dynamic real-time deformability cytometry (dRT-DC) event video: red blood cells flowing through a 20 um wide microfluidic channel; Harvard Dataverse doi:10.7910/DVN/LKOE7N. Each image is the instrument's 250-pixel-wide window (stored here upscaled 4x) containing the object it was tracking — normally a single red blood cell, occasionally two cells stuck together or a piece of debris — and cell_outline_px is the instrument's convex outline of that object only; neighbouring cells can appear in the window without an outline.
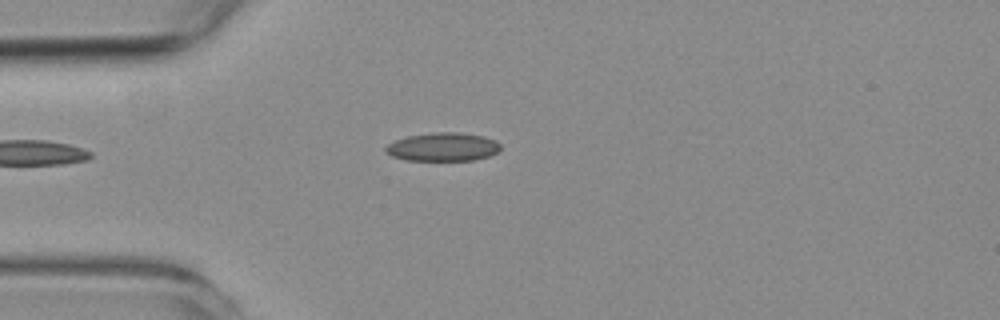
{"species": "common noctule bat (a hibernating species)", "species_latin": "Nyctalus noctula", "temperature_condition": "room temperature", "stored_images_in_passage": 37, "camera_frame_rate_fps": 3000, "um_per_image_px": 0.085, "animal": {"sex": "female", "body_mass_g": 19.3, "forearm_length_mm": 54.1}, "frame": {"image": 1, "passage_image": 1, "time_ms": 0.0, "image_size_px": [1000, 320], "cell_outline_px": [[500, 148], [496, 152], [488, 156], [472, 160], [408, 160], [392, 156], [384, 152], [384, 148], [388, 144], [396, 140], [408, 136], [432, 132], [456, 132], [484, 136], [496, 140], [500, 144]], "centroid_in_image_um": [37.63, 12.48], "position_along_channel_um": 47.4, "area_um2": 18.96}}
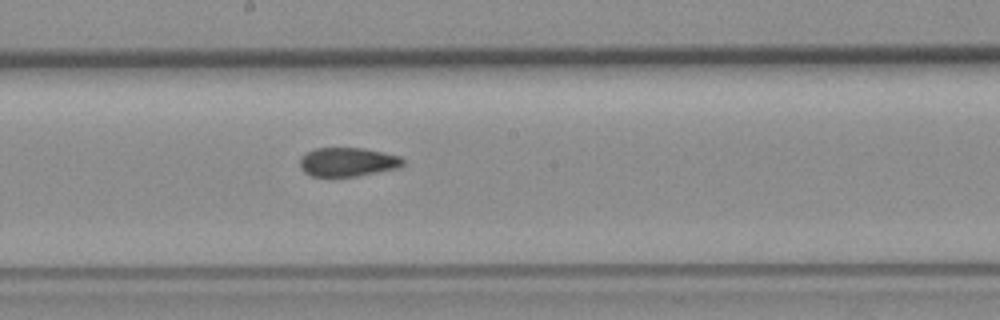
{"frame": {"image": 2, "passage_image": 16, "time_ms": 5.0, "image_size_px": [1000, 320], "cell_outline_px": [[404, 164], [400, 168], [356, 176], [312, 176], [304, 172], [300, 168], [300, 156], [304, 152], [316, 148], [364, 148], [384, 152], [400, 156], [404, 160]], "centroid_in_image_um": [29.55, 13.76], "position_along_channel_um": 218.7, "area_um2": 17.57}}
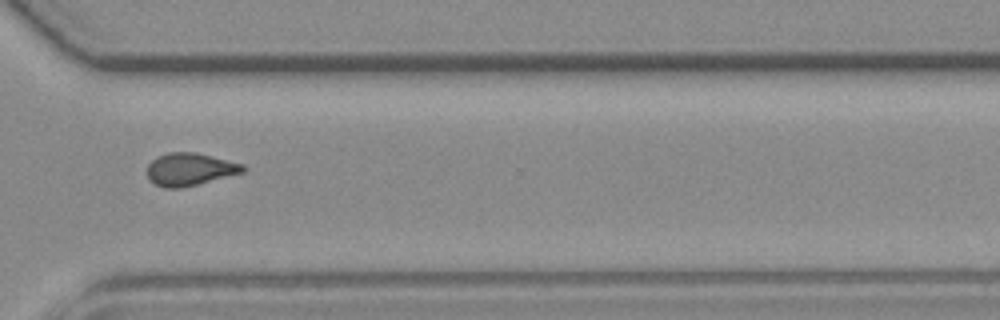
{"frame": {"image": 3, "passage_image": 27, "time_ms": 8.667, "image_size_px": [1000, 320], "cell_outline_px": [[248, 168], [244, 172], [180, 188], [164, 188], [148, 180], [148, 164], [156, 156], [168, 152], [196, 152], [244, 164]], "centroid_in_image_um": [16.13, 14.38], "position_along_channel_um": 354.5, "area_um2": 18.21}, "authors_computed_cell_mechanics": {"area_um2": 17.9758, "velocity_mm_per_s": 3.6977, "shape_relaxation_time_tau1_ms": null, "shape_relaxation_time_tau2_ms": 3.2618, "deformation_change_tau1": null, "deformation_change_tau2": 0.0866}}